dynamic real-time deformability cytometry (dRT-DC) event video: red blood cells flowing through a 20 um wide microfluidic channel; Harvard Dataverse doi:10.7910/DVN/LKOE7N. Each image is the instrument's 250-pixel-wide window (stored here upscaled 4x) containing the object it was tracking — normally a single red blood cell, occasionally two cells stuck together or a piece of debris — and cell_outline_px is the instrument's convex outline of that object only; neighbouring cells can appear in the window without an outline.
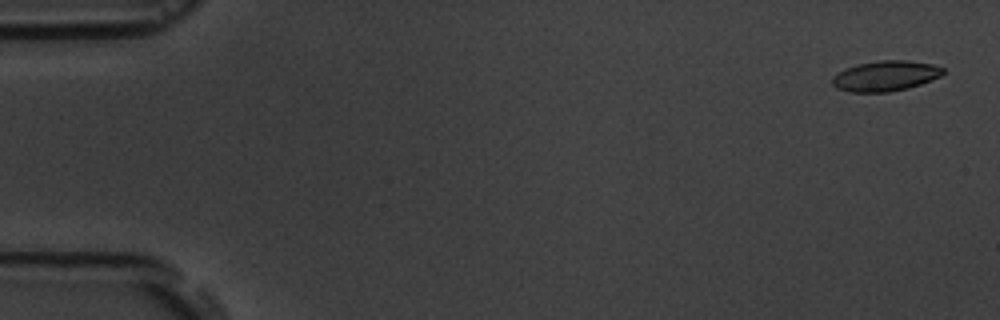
{"species": "common noctule bat (a hibernating species)", "species_latin": "Nyctalus noctula", "temperature_condition": "room temperature", "stored_images_in_passage": 7, "camera_frame_rate_fps": 3000, "um_per_image_px": 0.085, "animal": {"sex": "male", "body_mass_g": 19.5, "forearm_length_mm": 54.6}, "frame": {"image": 1, "passage_image": 1, "time_ms": 0.0, "image_size_px": [1000, 320], "cell_outline_px": [[944, 72], [940, 76], [920, 84], [908, 88], [888, 92], [848, 92], [836, 88], [832, 84], [832, 76], [844, 68], [860, 64], [880, 60], [908, 60], [932, 64], [944, 68]], "centroid_in_image_um": [75.23, 6.45], "position_along_channel_um": 9.8, "area_um2": 19.59}}
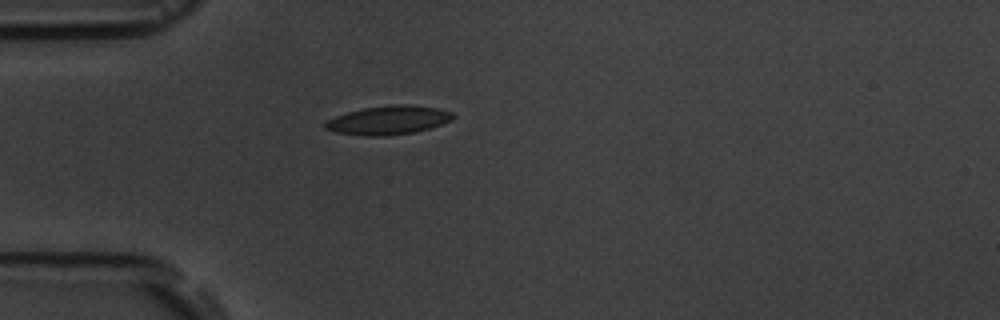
{"frame": {"image": 2, "passage_image": 5, "time_ms": 4.667, "image_size_px": [1000, 320], "cell_outline_px": [[456, 116], [452, 120], [428, 128], [412, 132], [388, 136], [364, 136], [336, 132], [324, 128], [324, 124], [328, 120], [336, 116], [348, 112], [364, 108], [392, 104], [404, 104], [436, 108], [452, 112]], "centroid_in_image_um": [33.0, 10.21], "position_along_channel_um": 52.0, "area_um2": 21.21}}
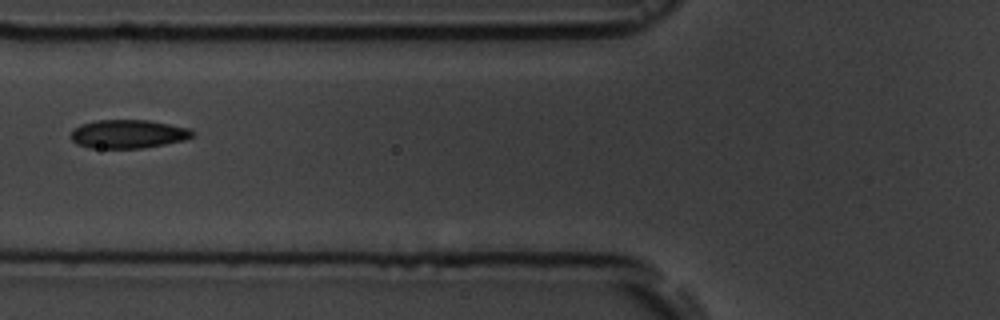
{"frame": {"image": 3, "passage_image": 7, "time_ms": 6.667, "image_size_px": [1000, 320], "cell_outline_px": [[196, 132], [192, 136], [184, 140], [144, 148], [88, 148], [76, 144], [68, 136], [72, 128], [80, 124], [96, 120], [148, 120], [192, 128]], "centroid_in_image_um": [10.85, 11.38], "position_along_channel_um": 114.9, "area_um2": 20.63}}